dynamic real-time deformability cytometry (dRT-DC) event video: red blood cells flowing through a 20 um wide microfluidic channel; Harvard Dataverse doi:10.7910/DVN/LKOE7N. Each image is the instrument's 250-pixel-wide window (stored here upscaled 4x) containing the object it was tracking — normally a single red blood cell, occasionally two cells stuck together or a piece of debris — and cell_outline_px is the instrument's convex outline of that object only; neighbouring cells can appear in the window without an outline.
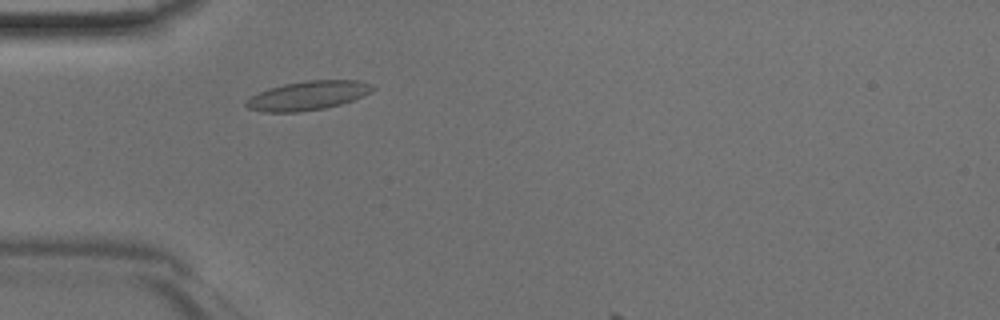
{"species": "Egyptian fruit bat (a non-hibernating species)", "species_latin": "Rousettus aegyptiacus", "temperature_condition": "room temperature", "stored_images_in_passage": 11, "camera_frame_rate_fps": 3000, "um_per_image_px": 0.085, "animal": {"sex": "male"}, "frame": {"image": 1, "passage_image": 7, "time_ms": 2.0, "image_size_px": [1000, 320], "cell_outline_px": [[376, 88], [352, 100], [340, 104], [324, 108], [300, 112], [264, 112], [248, 108], [244, 104], [244, 100], [268, 88], [284, 84], [308, 80], [356, 80], [372, 84]], "centroid_in_image_um": [26.12, 8.12], "position_along_channel_um": 58.9, "area_um2": 21.21}}